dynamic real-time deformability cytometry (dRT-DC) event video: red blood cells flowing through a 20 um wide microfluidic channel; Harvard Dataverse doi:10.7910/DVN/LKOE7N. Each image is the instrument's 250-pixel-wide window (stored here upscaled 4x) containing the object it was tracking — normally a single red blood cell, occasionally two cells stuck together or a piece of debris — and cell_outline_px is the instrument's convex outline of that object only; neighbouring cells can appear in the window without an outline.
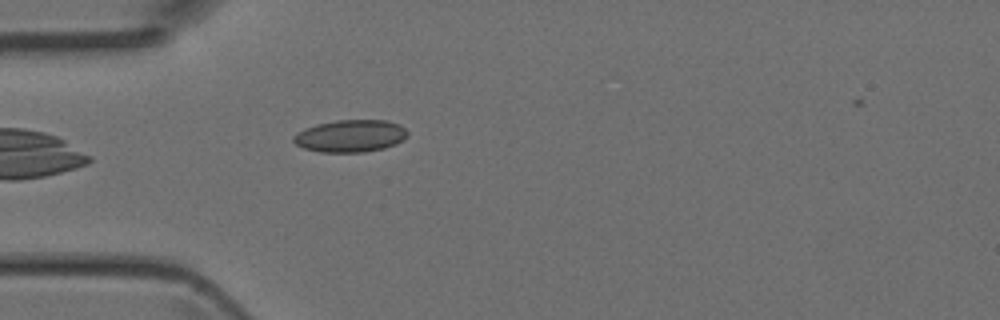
{"species": "Egyptian fruit bat (a non-hibernating species)", "species_latin": "Rousettus aegyptiacus", "temperature_condition": "room temperature", "stored_images_in_passage": 4, "camera_frame_rate_fps": 3000, "um_per_image_px": 0.085, "animal": {"sex": "female"}, "frame": {"image": 1, "passage_image": 4, "time_ms": 1.0, "image_size_px": [1000, 320], "cell_outline_px": [[408, 136], [404, 140], [396, 144], [384, 148], [364, 152], [320, 152], [304, 148], [296, 144], [292, 140], [292, 136], [296, 132], [304, 128], [316, 124], [336, 120], [388, 120], [400, 124], [408, 132]], "centroid_in_image_um": [29.79, 11.55], "position_along_channel_um": 55.2, "area_um2": 21.73}}